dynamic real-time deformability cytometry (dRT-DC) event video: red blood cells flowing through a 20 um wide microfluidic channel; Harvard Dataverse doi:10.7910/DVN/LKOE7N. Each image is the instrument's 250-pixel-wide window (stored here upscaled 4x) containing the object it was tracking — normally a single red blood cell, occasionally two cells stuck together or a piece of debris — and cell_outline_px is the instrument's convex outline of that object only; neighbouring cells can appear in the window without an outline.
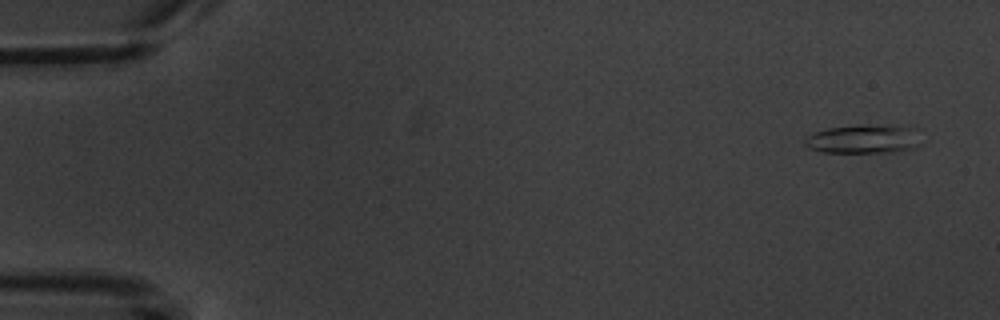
{"species": "common noctule bat (a hibernating species)", "species_latin": "Nyctalus noctula", "temperature_condition": "warm", "stored_images_in_passage": 4, "camera_frame_rate_fps": 3000, "um_per_image_px": 0.085, "animal": {"sex": "male", "body_mass_g": 20.1, "forearm_length_mm": 53.5}, "frame": {"image": 1, "passage_image": 1, "time_ms": 0.0, "image_size_px": [1000, 320], "cell_outline_px": [[928, 140], [916, 148], [896, 152], [820, 152], [808, 148], [804, 144], [804, 140], [808, 136], [816, 132], [828, 128], [860, 124], [920, 128]], "centroid_in_image_um": [73.59, 11.82], "position_along_channel_um": 11.4, "area_um2": 20.35}}